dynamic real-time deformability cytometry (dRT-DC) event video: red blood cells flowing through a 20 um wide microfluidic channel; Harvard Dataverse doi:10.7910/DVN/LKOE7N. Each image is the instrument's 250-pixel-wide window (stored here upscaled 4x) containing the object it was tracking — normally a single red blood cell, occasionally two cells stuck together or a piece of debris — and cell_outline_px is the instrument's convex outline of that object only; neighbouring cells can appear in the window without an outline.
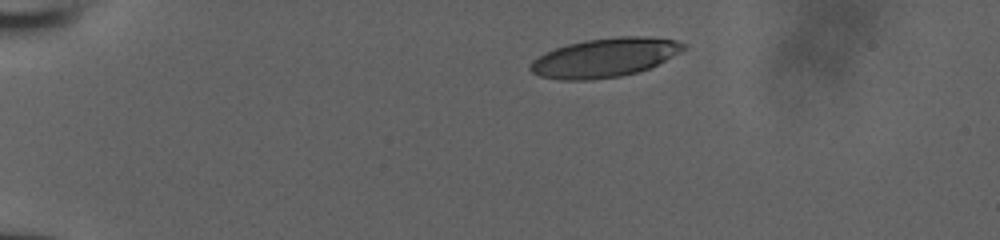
{"species": "human", "species_latin": "Homo sapiens", "temperature_condition": "room temperature", "stored_images_in_passage": 14, "camera_frame_rate_fps": 3000, "um_per_image_px": 0.085, "donor": {"sex": "male"}, "frame": {"image": 1, "passage_image": 1, "time_ms": 0.0, "image_size_px": [1000, 240], "cell_outline_px": [[688, 48], [648, 68], [636, 72], [620, 76], [588, 80], [560, 80], [540, 76], [532, 72], [528, 68], [528, 64], [532, 60], [544, 52], [568, 44], [584, 40], [620, 36], [648, 36], [676, 40], [688, 44]], "centroid_in_image_um": [51.38, 4.89], "position_along_channel_um": 33.6, "area_um2": 34.85}}
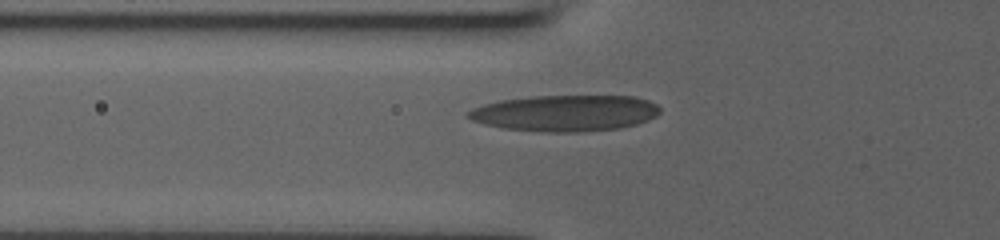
{"frame": {"image": 2, "passage_image": 10, "time_ms": 3.0, "image_size_px": [1000, 240], "cell_outline_px": [[660, 112], [656, 116], [648, 120], [636, 124], [620, 128], [576, 132], [548, 132], [504, 128], [484, 124], [472, 120], [464, 116], [472, 108], [484, 104], [500, 100], [532, 96], [636, 96], [648, 100], [656, 104], [660, 108]], "centroid_in_image_um": [48.04, 9.61], "position_along_channel_um": 77.8, "area_um2": 40.52}}
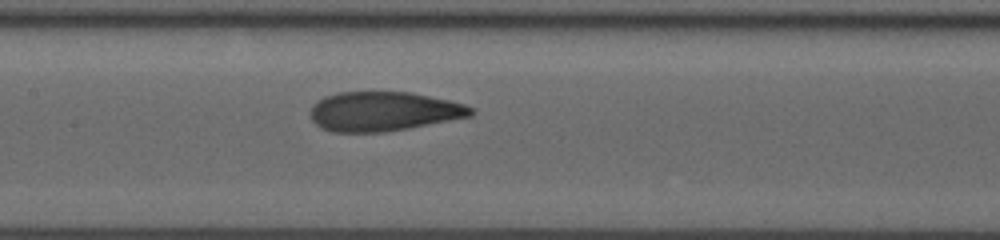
{"frame": {"image": 3, "passage_image": 14, "time_ms": 4.333, "image_size_px": [1000, 240], "cell_outline_px": [[476, 112], [472, 116], [408, 128], [384, 132], [332, 132], [320, 128], [312, 120], [308, 112], [312, 104], [316, 100], [324, 96], [340, 92], [412, 92], [448, 100], [464, 104], [472, 108]], "centroid_in_image_um": [32.55, 9.47], "position_along_channel_um": 174.9, "area_um2": 37.11}}